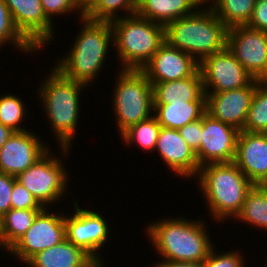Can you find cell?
<instances>
[{"label":"cell","mask_w":267,"mask_h":267,"mask_svg":"<svg viewBox=\"0 0 267 267\" xmlns=\"http://www.w3.org/2000/svg\"><path fill=\"white\" fill-rule=\"evenodd\" d=\"M49 72L46 74L47 78L43 77L45 79L38 87L39 96L37 97L42 103L41 108L44 109L42 111H45L46 122H49V128L52 127L50 131L53 130V136L56 142L58 141L60 154L66 159L76 139L74 137L78 128L81 107L79 101L80 96L83 95L81 92L88 86L66 78L54 67Z\"/></svg>","instance_id":"1"},{"label":"cell","mask_w":267,"mask_h":267,"mask_svg":"<svg viewBox=\"0 0 267 267\" xmlns=\"http://www.w3.org/2000/svg\"><path fill=\"white\" fill-rule=\"evenodd\" d=\"M181 217L151 222L145 229V235L152 243L150 245L159 254V258L162 257L161 260L204 261L215 246L209 237L205 221Z\"/></svg>","instance_id":"2"},{"label":"cell","mask_w":267,"mask_h":267,"mask_svg":"<svg viewBox=\"0 0 267 267\" xmlns=\"http://www.w3.org/2000/svg\"><path fill=\"white\" fill-rule=\"evenodd\" d=\"M82 28L77 32L69 53L57 59L54 68L63 76L86 86L96 84L103 70L109 46L113 45V29L110 22L81 18ZM112 44V45H110ZM59 60V61H58Z\"/></svg>","instance_id":"3"},{"label":"cell","mask_w":267,"mask_h":267,"mask_svg":"<svg viewBox=\"0 0 267 267\" xmlns=\"http://www.w3.org/2000/svg\"><path fill=\"white\" fill-rule=\"evenodd\" d=\"M227 32L228 27L210 6H199L193 13L165 26V41L200 63L227 47Z\"/></svg>","instance_id":"4"},{"label":"cell","mask_w":267,"mask_h":267,"mask_svg":"<svg viewBox=\"0 0 267 267\" xmlns=\"http://www.w3.org/2000/svg\"><path fill=\"white\" fill-rule=\"evenodd\" d=\"M196 179L211 218L219 223L235 219L247 192L254 186L234 162L203 165Z\"/></svg>","instance_id":"5"},{"label":"cell","mask_w":267,"mask_h":267,"mask_svg":"<svg viewBox=\"0 0 267 267\" xmlns=\"http://www.w3.org/2000/svg\"><path fill=\"white\" fill-rule=\"evenodd\" d=\"M110 23L120 69L141 70L165 42V27L137 13Z\"/></svg>","instance_id":"6"},{"label":"cell","mask_w":267,"mask_h":267,"mask_svg":"<svg viewBox=\"0 0 267 267\" xmlns=\"http://www.w3.org/2000/svg\"><path fill=\"white\" fill-rule=\"evenodd\" d=\"M116 74L111 103L121 135L130 126L153 115V88L141 70L120 69Z\"/></svg>","instance_id":"7"},{"label":"cell","mask_w":267,"mask_h":267,"mask_svg":"<svg viewBox=\"0 0 267 267\" xmlns=\"http://www.w3.org/2000/svg\"><path fill=\"white\" fill-rule=\"evenodd\" d=\"M51 149L16 179L43 207H50L61 197H65L68 188V171L61 157L51 153ZM51 154V155H50ZM61 158V159H60ZM67 172V173H66Z\"/></svg>","instance_id":"8"},{"label":"cell","mask_w":267,"mask_h":267,"mask_svg":"<svg viewBox=\"0 0 267 267\" xmlns=\"http://www.w3.org/2000/svg\"><path fill=\"white\" fill-rule=\"evenodd\" d=\"M74 214H65L66 239L75 246L83 249L101 267L103 258L98 254L102 247L108 243L110 229L106 219L100 212L92 209H84L74 201ZM107 240V241H106ZM104 245V246H103Z\"/></svg>","instance_id":"9"},{"label":"cell","mask_w":267,"mask_h":267,"mask_svg":"<svg viewBox=\"0 0 267 267\" xmlns=\"http://www.w3.org/2000/svg\"><path fill=\"white\" fill-rule=\"evenodd\" d=\"M44 207L34 219L33 224L8 251L17 260L26 263L32 256L51 248L66 239L64 212H49Z\"/></svg>","instance_id":"10"},{"label":"cell","mask_w":267,"mask_h":267,"mask_svg":"<svg viewBox=\"0 0 267 267\" xmlns=\"http://www.w3.org/2000/svg\"><path fill=\"white\" fill-rule=\"evenodd\" d=\"M199 70L205 93L244 88L254 80L227 47L205 57L199 63Z\"/></svg>","instance_id":"11"},{"label":"cell","mask_w":267,"mask_h":267,"mask_svg":"<svg viewBox=\"0 0 267 267\" xmlns=\"http://www.w3.org/2000/svg\"><path fill=\"white\" fill-rule=\"evenodd\" d=\"M227 48L254 79H267V32L233 26L228 28Z\"/></svg>","instance_id":"12"},{"label":"cell","mask_w":267,"mask_h":267,"mask_svg":"<svg viewBox=\"0 0 267 267\" xmlns=\"http://www.w3.org/2000/svg\"><path fill=\"white\" fill-rule=\"evenodd\" d=\"M203 138L196 157L199 167L210 163L234 162L239 130L205 113Z\"/></svg>","instance_id":"13"},{"label":"cell","mask_w":267,"mask_h":267,"mask_svg":"<svg viewBox=\"0 0 267 267\" xmlns=\"http://www.w3.org/2000/svg\"><path fill=\"white\" fill-rule=\"evenodd\" d=\"M15 27L39 51L49 45L54 35V22L43 10L41 0H4Z\"/></svg>","instance_id":"14"},{"label":"cell","mask_w":267,"mask_h":267,"mask_svg":"<svg viewBox=\"0 0 267 267\" xmlns=\"http://www.w3.org/2000/svg\"><path fill=\"white\" fill-rule=\"evenodd\" d=\"M43 140L31 130L14 132L0 149V172L15 177L25 172L50 150Z\"/></svg>","instance_id":"15"},{"label":"cell","mask_w":267,"mask_h":267,"mask_svg":"<svg viewBox=\"0 0 267 267\" xmlns=\"http://www.w3.org/2000/svg\"><path fill=\"white\" fill-rule=\"evenodd\" d=\"M262 81L254 79L244 88L219 93H205L206 113L242 131L255 88Z\"/></svg>","instance_id":"16"},{"label":"cell","mask_w":267,"mask_h":267,"mask_svg":"<svg viewBox=\"0 0 267 267\" xmlns=\"http://www.w3.org/2000/svg\"><path fill=\"white\" fill-rule=\"evenodd\" d=\"M198 70L199 63L192 56L166 41L141 69L152 85L188 78Z\"/></svg>","instance_id":"17"},{"label":"cell","mask_w":267,"mask_h":267,"mask_svg":"<svg viewBox=\"0 0 267 267\" xmlns=\"http://www.w3.org/2000/svg\"><path fill=\"white\" fill-rule=\"evenodd\" d=\"M154 151H158L164 164L176 176H181V179L197 177L200 167L196 154L183 140L178 130L162 127Z\"/></svg>","instance_id":"18"},{"label":"cell","mask_w":267,"mask_h":267,"mask_svg":"<svg viewBox=\"0 0 267 267\" xmlns=\"http://www.w3.org/2000/svg\"><path fill=\"white\" fill-rule=\"evenodd\" d=\"M234 163L254 185L267 183V134L240 131Z\"/></svg>","instance_id":"19"},{"label":"cell","mask_w":267,"mask_h":267,"mask_svg":"<svg viewBox=\"0 0 267 267\" xmlns=\"http://www.w3.org/2000/svg\"><path fill=\"white\" fill-rule=\"evenodd\" d=\"M26 265L27 267H101L83 249L67 239L38 252L26 262Z\"/></svg>","instance_id":"20"},{"label":"cell","mask_w":267,"mask_h":267,"mask_svg":"<svg viewBox=\"0 0 267 267\" xmlns=\"http://www.w3.org/2000/svg\"><path fill=\"white\" fill-rule=\"evenodd\" d=\"M152 88L153 104L206 101L200 70L188 78L155 83Z\"/></svg>","instance_id":"21"},{"label":"cell","mask_w":267,"mask_h":267,"mask_svg":"<svg viewBox=\"0 0 267 267\" xmlns=\"http://www.w3.org/2000/svg\"><path fill=\"white\" fill-rule=\"evenodd\" d=\"M153 115L161 127L179 130L188 123L201 119L206 113V101L153 104Z\"/></svg>","instance_id":"22"},{"label":"cell","mask_w":267,"mask_h":267,"mask_svg":"<svg viewBox=\"0 0 267 267\" xmlns=\"http://www.w3.org/2000/svg\"><path fill=\"white\" fill-rule=\"evenodd\" d=\"M198 7L195 0H140L137 14L165 27Z\"/></svg>","instance_id":"23"},{"label":"cell","mask_w":267,"mask_h":267,"mask_svg":"<svg viewBox=\"0 0 267 267\" xmlns=\"http://www.w3.org/2000/svg\"><path fill=\"white\" fill-rule=\"evenodd\" d=\"M235 218L238 222L241 220L251 227L267 231V187L265 185H254L247 192L243 206Z\"/></svg>","instance_id":"24"},{"label":"cell","mask_w":267,"mask_h":267,"mask_svg":"<svg viewBox=\"0 0 267 267\" xmlns=\"http://www.w3.org/2000/svg\"><path fill=\"white\" fill-rule=\"evenodd\" d=\"M140 0H86L83 17L92 21L111 22L118 19V13L124 16L137 13ZM119 11V12H118Z\"/></svg>","instance_id":"25"},{"label":"cell","mask_w":267,"mask_h":267,"mask_svg":"<svg viewBox=\"0 0 267 267\" xmlns=\"http://www.w3.org/2000/svg\"><path fill=\"white\" fill-rule=\"evenodd\" d=\"M40 211L10 209L2 216L3 252L23 237Z\"/></svg>","instance_id":"26"},{"label":"cell","mask_w":267,"mask_h":267,"mask_svg":"<svg viewBox=\"0 0 267 267\" xmlns=\"http://www.w3.org/2000/svg\"><path fill=\"white\" fill-rule=\"evenodd\" d=\"M256 0H216L210 7L228 27L245 26L250 21Z\"/></svg>","instance_id":"27"},{"label":"cell","mask_w":267,"mask_h":267,"mask_svg":"<svg viewBox=\"0 0 267 267\" xmlns=\"http://www.w3.org/2000/svg\"><path fill=\"white\" fill-rule=\"evenodd\" d=\"M161 126L157 118L152 115L150 118L130 126L121 135L120 139L127 145L137 144L142 151L154 152Z\"/></svg>","instance_id":"28"},{"label":"cell","mask_w":267,"mask_h":267,"mask_svg":"<svg viewBox=\"0 0 267 267\" xmlns=\"http://www.w3.org/2000/svg\"><path fill=\"white\" fill-rule=\"evenodd\" d=\"M242 131L267 134V83L265 81L255 88Z\"/></svg>","instance_id":"29"},{"label":"cell","mask_w":267,"mask_h":267,"mask_svg":"<svg viewBox=\"0 0 267 267\" xmlns=\"http://www.w3.org/2000/svg\"><path fill=\"white\" fill-rule=\"evenodd\" d=\"M9 43L22 53L38 51L15 27L7 5L4 0H0V47L10 45Z\"/></svg>","instance_id":"30"},{"label":"cell","mask_w":267,"mask_h":267,"mask_svg":"<svg viewBox=\"0 0 267 267\" xmlns=\"http://www.w3.org/2000/svg\"><path fill=\"white\" fill-rule=\"evenodd\" d=\"M25 106L26 104L15 94L0 95V123L15 132L26 131L27 129L21 126L23 119L26 120Z\"/></svg>","instance_id":"31"},{"label":"cell","mask_w":267,"mask_h":267,"mask_svg":"<svg viewBox=\"0 0 267 267\" xmlns=\"http://www.w3.org/2000/svg\"><path fill=\"white\" fill-rule=\"evenodd\" d=\"M45 15L52 21L54 16L78 12L79 20L83 18L84 4L80 0H41ZM65 13V14H64Z\"/></svg>","instance_id":"32"},{"label":"cell","mask_w":267,"mask_h":267,"mask_svg":"<svg viewBox=\"0 0 267 267\" xmlns=\"http://www.w3.org/2000/svg\"><path fill=\"white\" fill-rule=\"evenodd\" d=\"M214 246L208 254V257L203 261L204 267H246L243 254L237 251H215Z\"/></svg>","instance_id":"33"},{"label":"cell","mask_w":267,"mask_h":267,"mask_svg":"<svg viewBox=\"0 0 267 267\" xmlns=\"http://www.w3.org/2000/svg\"><path fill=\"white\" fill-rule=\"evenodd\" d=\"M44 207L17 180L13 184L11 209L42 210Z\"/></svg>","instance_id":"34"},{"label":"cell","mask_w":267,"mask_h":267,"mask_svg":"<svg viewBox=\"0 0 267 267\" xmlns=\"http://www.w3.org/2000/svg\"><path fill=\"white\" fill-rule=\"evenodd\" d=\"M179 133L183 140L188 144L192 151L196 154L199 151L203 138L202 118L188 123L180 128Z\"/></svg>","instance_id":"35"},{"label":"cell","mask_w":267,"mask_h":267,"mask_svg":"<svg viewBox=\"0 0 267 267\" xmlns=\"http://www.w3.org/2000/svg\"><path fill=\"white\" fill-rule=\"evenodd\" d=\"M16 177L0 172V216L11 209L12 189Z\"/></svg>","instance_id":"36"},{"label":"cell","mask_w":267,"mask_h":267,"mask_svg":"<svg viewBox=\"0 0 267 267\" xmlns=\"http://www.w3.org/2000/svg\"><path fill=\"white\" fill-rule=\"evenodd\" d=\"M246 26L267 32V0H256L252 17Z\"/></svg>","instance_id":"37"},{"label":"cell","mask_w":267,"mask_h":267,"mask_svg":"<svg viewBox=\"0 0 267 267\" xmlns=\"http://www.w3.org/2000/svg\"><path fill=\"white\" fill-rule=\"evenodd\" d=\"M161 261V262H160ZM153 267H204V262H186V261H170L160 260Z\"/></svg>","instance_id":"38"},{"label":"cell","mask_w":267,"mask_h":267,"mask_svg":"<svg viewBox=\"0 0 267 267\" xmlns=\"http://www.w3.org/2000/svg\"><path fill=\"white\" fill-rule=\"evenodd\" d=\"M11 128L4 126L0 123V149L6 143V141L14 134Z\"/></svg>","instance_id":"39"},{"label":"cell","mask_w":267,"mask_h":267,"mask_svg":"<svg viewBox=\"0 0 267 267\" xmlns=\"http://www.w3.org/2000/svg\"><path fill=\"white\" fill-rule=\"evenodd\" d=\"M196 1V3L201 7V6H210V5H212L216 0H195ZM209 1L211 2V3H209ZM204 4V5H203ZM206 4V5H205ZM209 4V5H208Z\"/></svg>","instance_id":"40"},{"label":"cell","mask_w":267,"mask_h":267,"mask_svg":"<svg viewBox=\"0 0 267 267\" xmlns=\"http://www.w3.org/2000/svg\"><path fill=\"white\" fill-rule=\"evenodd\" d=\"M3 250L2 217L0 216V249Z\"/></svg>","instance_id":"41"}]
</instances>
